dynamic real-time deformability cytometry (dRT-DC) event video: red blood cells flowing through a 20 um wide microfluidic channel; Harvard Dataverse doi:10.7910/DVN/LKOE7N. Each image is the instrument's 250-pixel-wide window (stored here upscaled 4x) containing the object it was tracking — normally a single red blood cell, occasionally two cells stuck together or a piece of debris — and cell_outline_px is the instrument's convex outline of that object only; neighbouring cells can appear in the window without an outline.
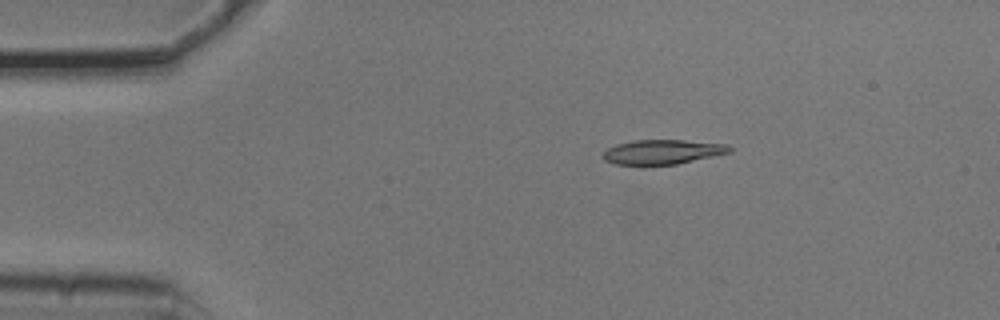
{"species": "common noctule bat (a hibernating species)", "species_latin": "Nyctalus noctula", "temperature_condition": "cold", "stored_images_in_passage": 5, "camera_frame_rate_fps": 3000, "um_per_image_px": 0.085, "animal": {"sex": "male", "body_mass_g": 20.5, "forearm_length_mm": 52.5}, "frame": {"image": 1, "passage_image": 3, "time_ms": 0.667, "image_size_px": [1000, 320], "cell_outline_px": [[732, 152], [676, 164], [644, 168], [616, 164], [604, 160], [600, 156], [608, 148], [616, 144], [636, 140], [684, 140], [728, 144], [732, 148]], "centroid_in_image_um": [56.26, 12.95], "position_along_channel_um": 28.7, "area_um2": 18.84}}